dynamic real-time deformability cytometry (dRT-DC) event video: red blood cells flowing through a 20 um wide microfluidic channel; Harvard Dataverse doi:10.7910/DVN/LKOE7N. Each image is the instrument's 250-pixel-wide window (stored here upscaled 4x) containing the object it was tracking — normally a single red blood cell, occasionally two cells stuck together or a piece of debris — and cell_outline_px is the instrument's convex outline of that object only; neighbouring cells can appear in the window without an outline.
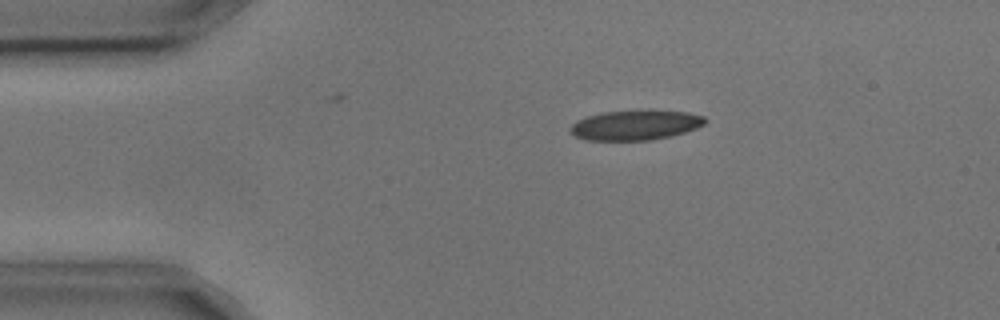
{"species": "common noctule bat (a hibernating species)", "species_latin": "Nyctalus noctula", "temperature_condition": "cold", "stored_images_in_passage": 8, "camera_frame_rate_fps": 3000, "um_per_image_px": 0.085, "animal": {"sex": "male", "body_mass_g": 17.9, "forearm_length_mm": 54.2}, "frame": {"image": 1, "passage_image": 3, "time_ms": 0.667, "image_size_px": [1000, 320], "cell_outline_px": [[708, 120], [704, 124], [696, 128], [684, 132], [668, 136], [648, 140], [584, 140], [568, 132], [572, 124], [576, 120], [588, 116], [604, 112], [648, 108], [652, 108], [688, 112], [704, 116]], "centroid_in_image_um": [54.02, 10.59], "position_along_channel_um": 31.0, "area_um2": 24.04}}
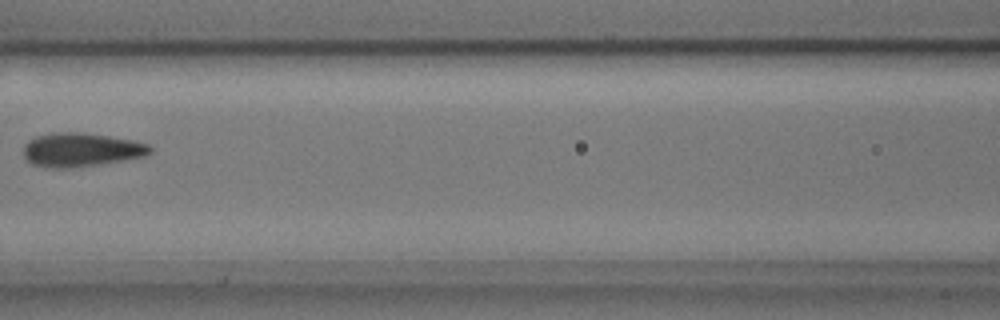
{"frame": {"image": 2, "passage_image": 7, "time_ms": 2.0, "image_size_px": [1000, 320], "cell_outline_px": [[152, 152], [144, 156], [124, 160], [68, 168], [48, 168], [32, 164], [24, 156], [24, 144], [28, 140], [36, 136], [56, 132], [80, 132], [108, 136], [148, 144], [152, 148]], "centroid_in_image_um": [6.85, 12.73], "position_along_channel_um": 159.8, "area_um2": 24.68}}
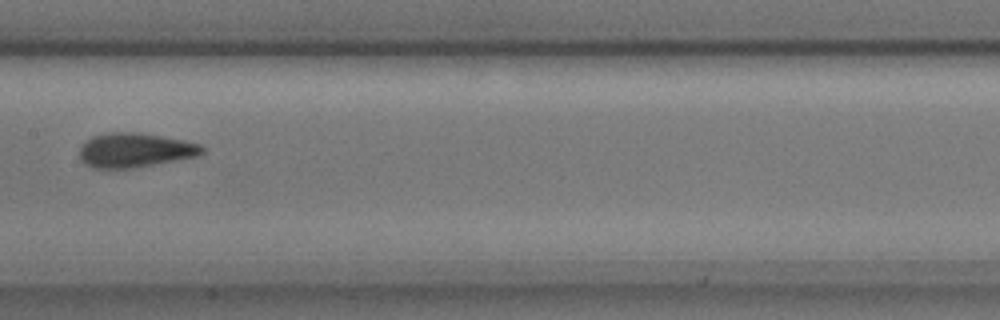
{"frame": {"image": 3, "passage_image": 8, "time_ms": 2.333, "image_size_px": [1000, 320], "cell_outline_px": [[204, 152], [200, 156], [132, 168], [92, 168], [80, 160], [80, 148], [92, 136], [112, 132], [140, 132], [184, 140], [200, 144], [204, 148]], "centroid_in_image_um": [11.5, 12.76], "position_along_channel_um": 195.9, "area_um2": 24.57}}